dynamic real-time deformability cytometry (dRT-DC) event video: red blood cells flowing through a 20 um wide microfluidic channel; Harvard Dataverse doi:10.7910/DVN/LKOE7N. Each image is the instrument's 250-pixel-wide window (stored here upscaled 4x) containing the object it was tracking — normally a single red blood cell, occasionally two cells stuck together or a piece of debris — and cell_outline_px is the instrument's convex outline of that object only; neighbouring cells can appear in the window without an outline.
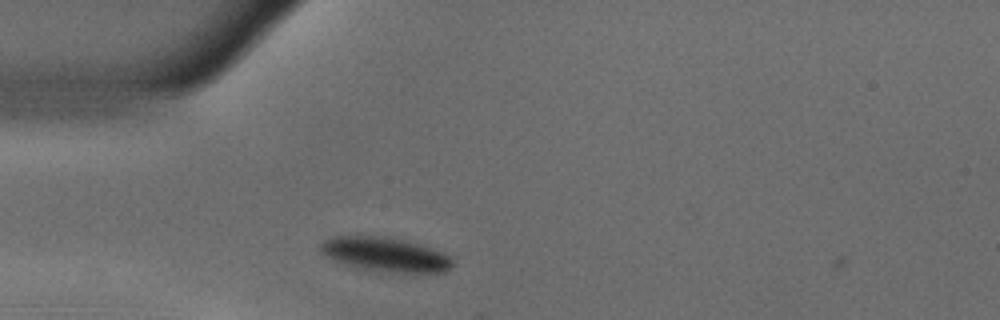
{"species": "common noctule bat (a hibernating species)", "species_latin": "Nyctalus noctula", "temperature_condition": "warm", "stored_images_in_passage": 4, "camera_frame_rate_fps": 3000, "um_per_image_px": 0.085, "animal": {"sex": "male", "body_mass_g": 18.8}, "frame": {"image": 1, "passage_image": 3, "time_ms": 0.667, "image_size_px": [1000, 320], "cell_outline_px": [[452, 264], [444, 272], [396, 272], [356, 268], [332, 260], [324, 256], [320, 252], [320, 244], [324, 240], [332, 236], [384, 236], [416, 244], [444, 252], [452, 260]], "centroid_in_image_um": [32.66, 21.63], "position_along_channel_um": 52.3, "area_um2": 26.01}}